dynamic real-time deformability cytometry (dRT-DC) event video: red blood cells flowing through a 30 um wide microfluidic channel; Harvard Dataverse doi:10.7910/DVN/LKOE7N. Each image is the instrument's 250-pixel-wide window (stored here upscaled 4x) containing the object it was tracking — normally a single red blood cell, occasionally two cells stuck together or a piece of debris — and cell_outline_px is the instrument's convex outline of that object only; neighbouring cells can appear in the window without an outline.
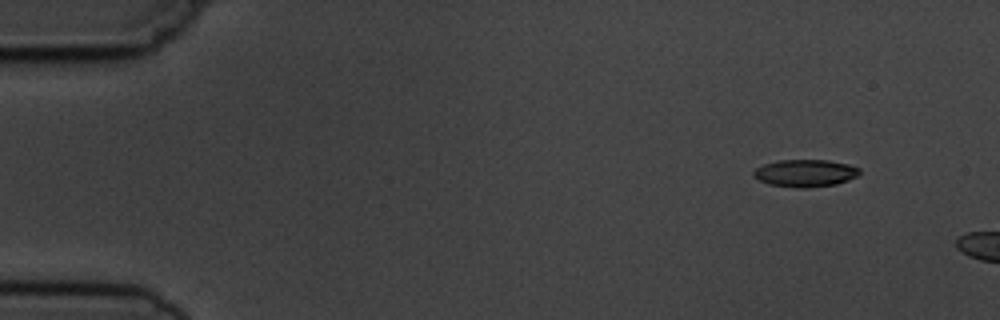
{"species": "common noctule bat (a hibernating species)", "species_latin": "Nyctalus noctula", "temperature_condition": "cold", "stored_images_in_passage": 4, "camera_frame_rate_fps": 3000, "um_per_image_px": 0.085, "animal": {"sex": "male", "body_mass_g": 19.5, "forearm_length_mm": 54.6}, "frame": {"image": 1, "passage_image": 1, "time_ms": 0.0, "image_size_px": [1000, 320], "cell_outline_px": [[860, 172], [856, 176], [848, 180], [836, 184], [804, 188], [800, 188], [768, 184], [752, 176], [752, 172], [756, 168], [764, 164], [780, 160], [828, 160], [848, 164], [860, 168]], "centroid_in_image_um": [68.43, 14.71], "position_along_channel_um": 16.6, "area_um2": 16.82}}